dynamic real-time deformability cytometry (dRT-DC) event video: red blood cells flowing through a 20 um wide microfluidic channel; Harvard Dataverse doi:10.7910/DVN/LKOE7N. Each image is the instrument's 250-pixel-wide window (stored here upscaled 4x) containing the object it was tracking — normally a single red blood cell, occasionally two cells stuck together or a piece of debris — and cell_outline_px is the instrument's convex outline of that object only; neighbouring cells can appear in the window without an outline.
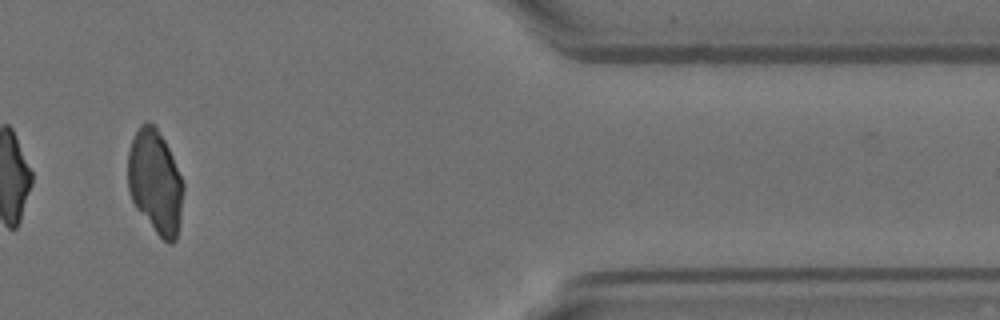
{"species": "Egyptian fruit bat (a non-hibernating species)", "species_latin": "Rousettus aegyptiacus", "temperature_condition": "room temperature", "stored_images_in_passage": 14, "camera_frame_rate_fps": 3000, "um_per_image_px": 0.085, "animal": {"sex": "female"}, "frame": {"image": 1, "passage_image": 12, "time_ms": 3.667, "image_size_px": [1000, 320], "cell_outline_px": [[184, 188], [180, 216], [176, 240], [172, 244], [168, 244], [156, 232], [136, 208], [128, 192], [128, 148], [140, 124], [144, 120], [148, 120], [156, 124], [172, 156], [184, 184]], "centroid_in_image_um": [13.18, 15.42], "position_along_channel_um": 398.2, "area_um2": 33.7}}